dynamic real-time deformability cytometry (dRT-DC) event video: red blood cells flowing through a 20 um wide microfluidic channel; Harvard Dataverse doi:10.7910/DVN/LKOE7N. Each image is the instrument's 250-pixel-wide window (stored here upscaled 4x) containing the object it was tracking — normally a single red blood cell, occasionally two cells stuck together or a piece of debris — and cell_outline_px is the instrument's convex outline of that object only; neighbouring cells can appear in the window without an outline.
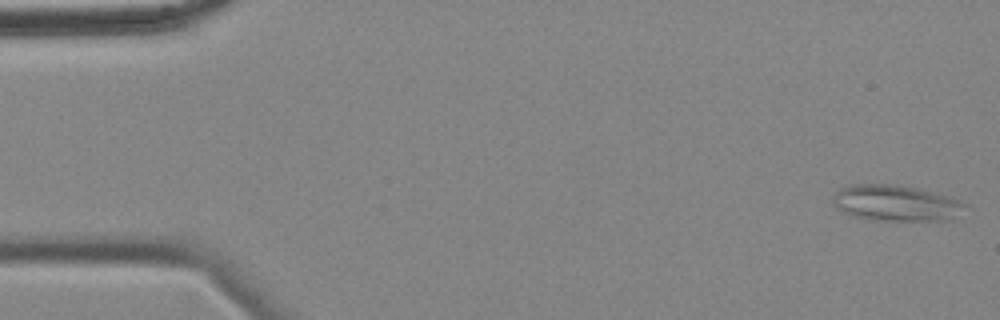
{"species": "common noctule bat (a hibernating species)", "species_latin": "Nyctalus noctula", "temperature_condition": "cold", "stored_images_in_passage": 58, "camera_frame_rate_fps": 3000, "um_per_image_px": 0.085, "animal": {"sex": "female", "body_mass_g": 18.4}, "frame": {"image": 1, "passage_image": 2, "time_ms": 0.333, "image_size_px": [1000, 320], "cell_outline_px": [[968, 204], [952, 220], [868, 220], [852, 216], [836, 208], [832, 204], [832, 200], [836, 192], [840, 188], [852, 184], [896, 184], [916, 188], [948, 196], [960, 200]], "centroid_in_image_um": [76.12, 17.26], "position_along_channel_um": 8.9, "area_um2": 27.8}}
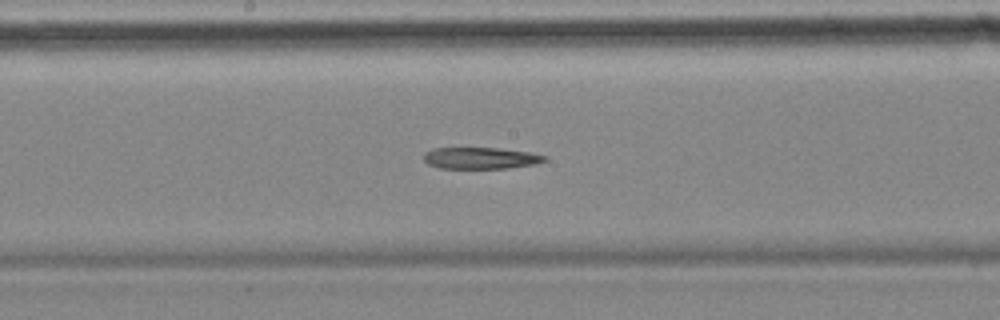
{"frame": {"image": 2, "passage_image": 30, "time_ms": 9.667, "image_size_px": [1000, 320], "cell_outline_px": [[548, 160], [536, 164], [508, 168], [440, 168], [428, 164], [424, 160], [424, 152], [432, 148], [496, 148], [528, 152], [548, 156]], "centroid_in_image_um": [40.86, 13.44], "position_along_channel_um": 207.3, "area_um2": 15.2}}
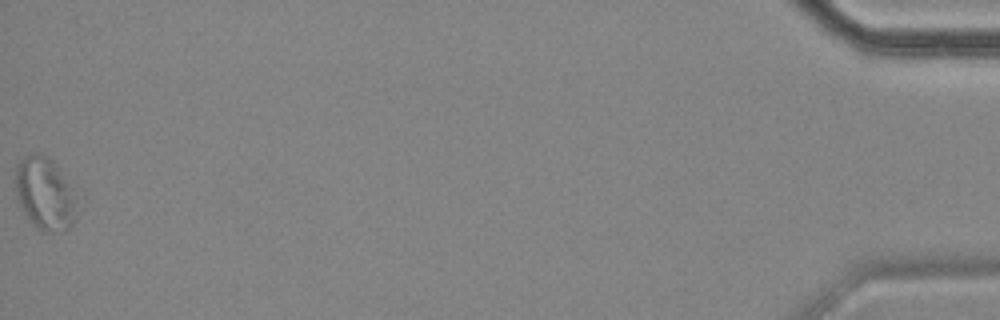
{"frame": {"image": 3, "passage_image": 58, "time_ms": 19.0, "image_size_px": [1000, 320], "cell_outline_px": [[84, 208], [72, 224], [64, 232], [44, 232], [36, 228], [32, 224], [20, 208], [16, 192], [16, 164], [24, 156], [44, 156], [52, 160], [84, 200]], "centroid_in_image_um": [3.96, 16.56], "position_along_channel_um": 431.2, "area_um2": 27.22}}